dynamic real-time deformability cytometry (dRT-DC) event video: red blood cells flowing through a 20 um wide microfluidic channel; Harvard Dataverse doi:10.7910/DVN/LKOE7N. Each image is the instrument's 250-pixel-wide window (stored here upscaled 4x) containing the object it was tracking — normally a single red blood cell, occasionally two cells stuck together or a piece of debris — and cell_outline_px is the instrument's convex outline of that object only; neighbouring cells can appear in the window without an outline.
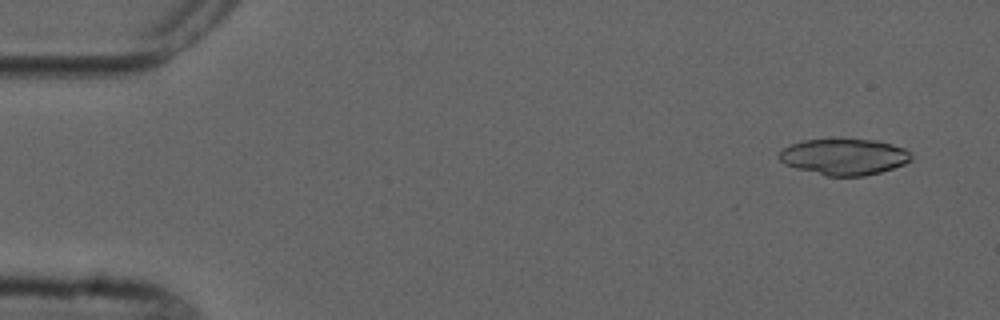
{"species": "common noctule bat (a hibernating species)", "species_latin": "Nyctalus noctula", "temperature_condition": "cold", "stored_images_in_passage": 5, "camera_frame_rate_fps": 3000, "um_per_image_px": 0.085, "animal": {"sex": "male", "forearm_length_mm": 52.5}, "frame": {"image": 1, "passage_image": 1, "time_ms": 0.0, "image_size_px": [1000, 320], "cell_outline_px": [[912, 160], [904, 164], [880, 172], [864, 176], [828, 176], [796, 168], [784, 164], [780, 160], [780, 152], [784, 148], [792, 144], [804, 140], [832, 136], [876, 140], [892, 144], [904, 148], [912, 156]], "centroid_in_image_um": [71.75, 13.28], "position_along_channel_um": 13.3, "area_um2": 28.5}}